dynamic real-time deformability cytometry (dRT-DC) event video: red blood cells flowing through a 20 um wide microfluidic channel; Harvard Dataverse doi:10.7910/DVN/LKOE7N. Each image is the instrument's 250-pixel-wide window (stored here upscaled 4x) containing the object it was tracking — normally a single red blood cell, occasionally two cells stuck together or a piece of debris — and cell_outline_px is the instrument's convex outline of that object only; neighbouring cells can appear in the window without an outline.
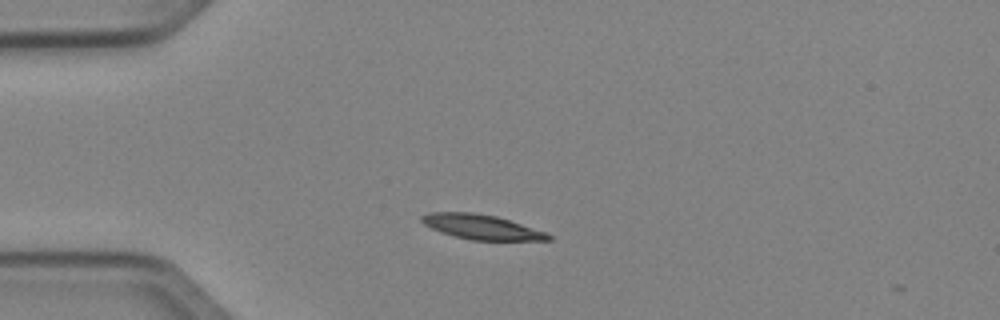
{"species": "Egyptian fruit bat (a non-hibernating species)", "species_latin": "Rousettus aegyptiacus", "temperature_condition": "cold", "stored_images_in_passage": 42, "camera_frame_rate_fps": 3000, "um_per_image_px": 0.085, "animal": {"sex": "female"}, "frame": {"image": 1, "passage_image": 3, "time_ms": 0.667, "image_size_px": [1000, 320], "cell_outline_px": [[552, 240], [472, 240], [440, 232], [424, 224], [420, 220], [420, 216], [428, 212], [472, 212], [496, 216], [548, 232], [552, 236]], "centroid_in_image_um": [40.94, 19.28], "position_along_channel_um": 44.1, "area_um2": 18.26}}
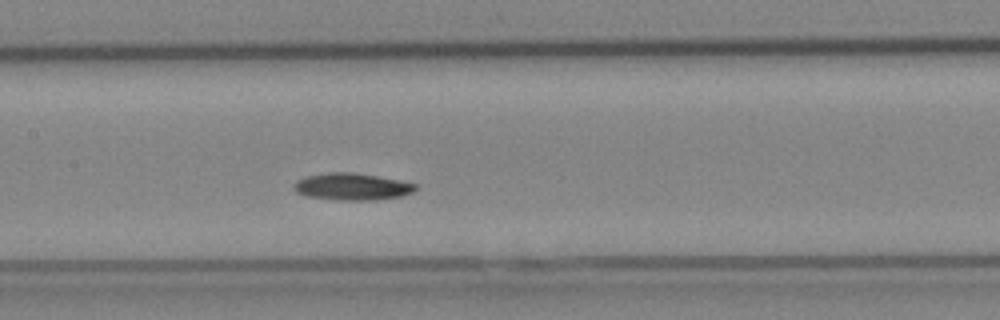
{"frame": {"image": 2, "passage_image": 15, "time_ms": 4.667, "image_size_px": [1000, 320], "cell_outline_px": [[416, 188], [412, 192], [400, 196], [376, 200], [340, 200], [304, 196], [296, 192], [292, 188], [296, 180], [304, 176], [328, 172], [352, 172], [400, 180], [416, 184]], "centroid_in_image_um": [29.86, 15.86], "position_along_channel_um": 177.5, "area_um2": 19.19}}
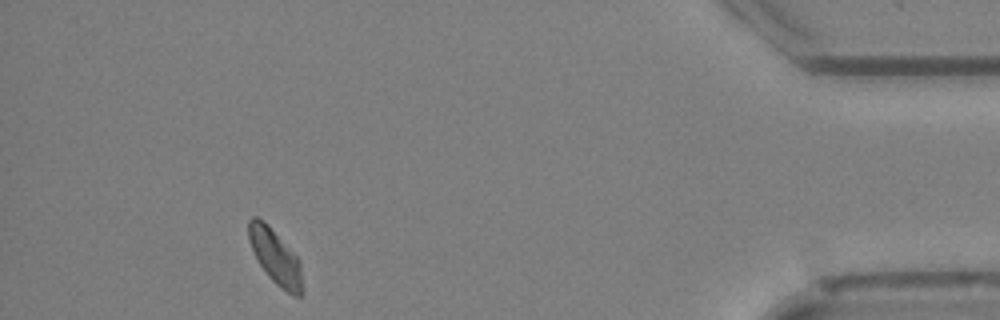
{"frame": {"image": 3, "passage_image": 37, "time_ms": 12.0, "image_size_px": [1000, 320], "cell_outline_px": [[304, 292], [300, 296], [292, 296], [276, 284], [268, 276], [260, 264], [248, 240], [248, 220], [252, 216], [256, 216], [268, 224], [300, 260]], "centroid_in_image_um": [23.43, 21.85], "position_along_channel_um": 411.8, "area_um2": 17.22}, "authors_computed_cell_mechanics": {"area_um2": 17.5712, "velocity_mm_per_s": 3.9629, "shape_relaxation_time_tau1_ms": 2.3436, "shape_relaxation_time_tau2_ms": null, "deformation_change_tau1": 0.0655, "deformation_change_tau2": null}}